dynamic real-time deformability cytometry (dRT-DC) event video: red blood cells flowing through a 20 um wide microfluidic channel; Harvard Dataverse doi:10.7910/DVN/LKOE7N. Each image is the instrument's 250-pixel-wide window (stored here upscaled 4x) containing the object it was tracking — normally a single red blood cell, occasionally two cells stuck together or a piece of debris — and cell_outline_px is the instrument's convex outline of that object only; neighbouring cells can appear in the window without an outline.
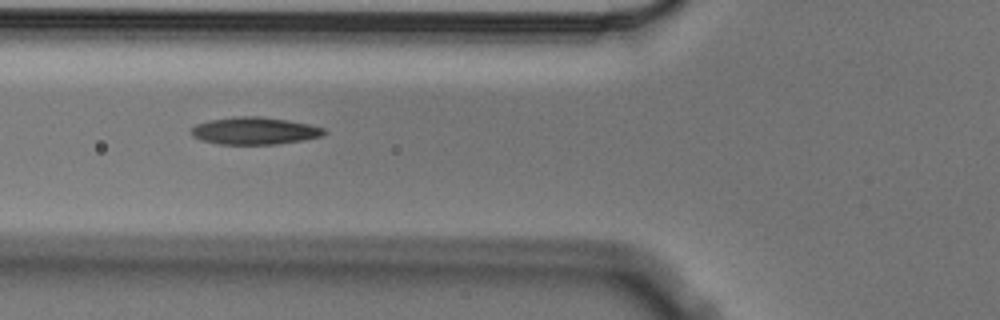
{"species": "Egyptian fruit bat (a non-hibernating species)", "species_latin": "Rousettus aegyptiacus", "temperature_condition": "cold", "stored_images_in_passage": 5, "camera_frame_rate_fps": 3000, "um_per_image_px": 0.085, "animal": {"sex": "male"}, "frame": {"image": 1, "passage_image": 5, "time_ms": 1.333, "image_size_px": [1000, 320], "cell_outline_px": [[328, 132], [324, 136], [276, 144], [220, 144], [204, 140], [192, 136], [192, 128], [196, 124], [208, 120], [236, 116], [260, 116], [288, 120], [308, 124], [324, 128]], "centroid_in_image_um": [21.66, 11.11], "position_along_channel_um": 104.1, "area_um2": 21.04}}